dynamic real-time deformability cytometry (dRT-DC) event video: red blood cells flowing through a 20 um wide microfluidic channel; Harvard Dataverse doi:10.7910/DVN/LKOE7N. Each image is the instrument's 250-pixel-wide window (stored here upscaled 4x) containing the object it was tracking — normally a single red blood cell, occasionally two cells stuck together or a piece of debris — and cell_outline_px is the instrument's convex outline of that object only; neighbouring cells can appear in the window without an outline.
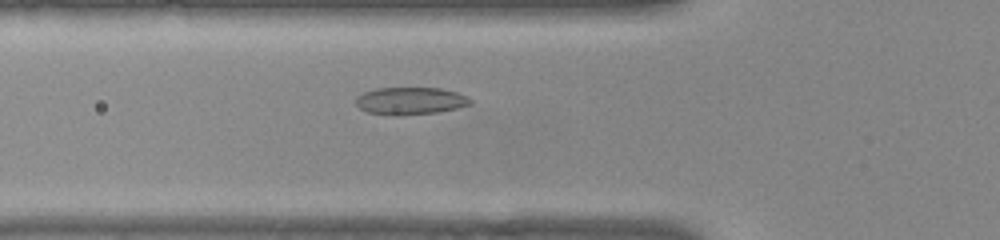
{"species": "common noctule bat (a hibernating species)", "species_latin": "Nyctalus noctula", "temperature_condition": "warm", "stored_images_in_passage": 48, "camera_frame_rate_fps": 3000, "um_per_image_px": 0.085, "animal": {"sex": "female", "body_mass_g": 22.0, "forearm_length_mm": 56.7}, "frame": {"image": 1, "passage_image": 13, "time_ms": 4.0, "image_size_px": [1000, 240], "cell_outline_px": [[472, 104], [456, 108], [436, 112], [400, 116], [388, 116], [368, 112], [360, 108], [356, 104], [356, 96], [364, 92], [376, 88], [440, 88], [456, 92], [468, 96], [472, 100]], "centroid_in_image_um": [34.87, 8.58], "position_along_channel_um": 90.9, "area_um2": 18.44}}
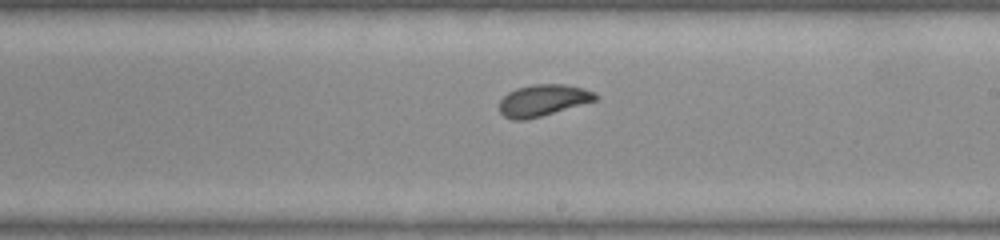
{"frame": {"image": 2, "passage_image": 25, "time_ms": 8.0, "image_size_px": [1000, 240], "cell_outline_px": [[596, 100], [540, 116], [524, 120], [512, 120], [504, 116], [500, 112], [500, 100], [508, 92], [516, 88], [532, 84], [564, 84], [584, 88], [592, 92], [596, 96]], "centroid_in_image_um": [46.1, 8.52], "position_along_channel_um": 242.9, "area_um2": 17.4}}
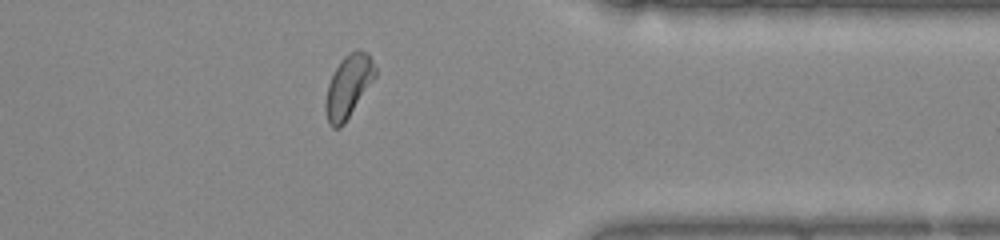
{"frame": {"image": 3, "passage_image": 37, "time_ms": 12.0, "image_size_px": [1000, 240], "cell_outline_px": [[376, 76], [344, 124], [340, 128], [332, 128], [328, 124], [324, 104], [328, 84], [340, 60], [348, 52], [356, 48], [360, 48], [368, 52], [376, 68]], "centroid_in_image_um": [29.61, 7.31], "position_along_channel_um": 381.8, "area_um2": 18.26}}